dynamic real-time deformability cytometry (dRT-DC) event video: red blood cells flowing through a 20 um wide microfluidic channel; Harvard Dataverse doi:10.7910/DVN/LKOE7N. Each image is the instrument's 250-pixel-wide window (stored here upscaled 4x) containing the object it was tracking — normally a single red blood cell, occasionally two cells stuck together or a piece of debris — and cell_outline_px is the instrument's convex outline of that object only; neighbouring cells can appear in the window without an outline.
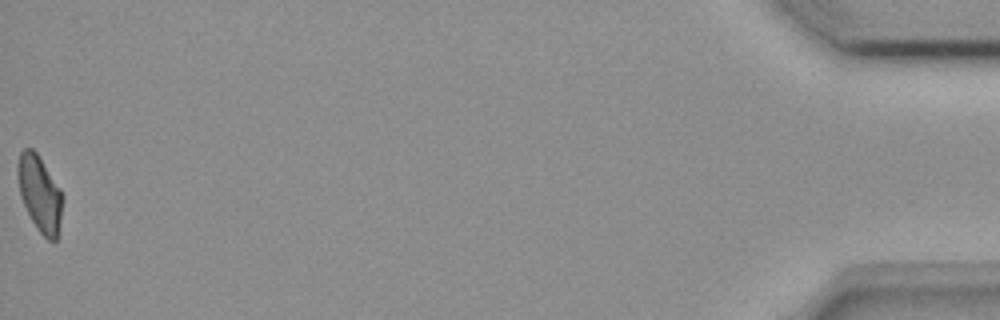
{"species": "common noctule bat (a hibernating species)", "species_latin": "Nyctalus noctula", "temperature_condition": "room temperature", "stored_images_in_passage": 52, "camera_frame_rate_fps": 3000, "um_per_image_px": 0.085, "animal": {"sex": "female", "body_mass_g": 18.4}, "frame": {"image": 1, "passage_image": 52, "time_ms": 17.0, "image_size_px": [1000, 320], "cell_outline_px": [[64, 196], [56, 240], [48, 240], [36, 228], [20, 196], [16, 172], [20, 152], [24, 148], [32, 148], [36, 152], [60, 188]], "centroid_in_image_um": [3.37, 16.43], "position_along_channel_um": 431.8, "area_um2": 19.65}, "authors_computed_cell_mechanics": {"area_um2": 20.9814, "velocity_mm_per_s": 3.8299, "shape_relaxation_time_tau1_ms": null, "shape_relaxation_time_tau2_ms": 2.5332, "deformation_change_tau1": null, "deformation_change_tau2": 0.0852}}